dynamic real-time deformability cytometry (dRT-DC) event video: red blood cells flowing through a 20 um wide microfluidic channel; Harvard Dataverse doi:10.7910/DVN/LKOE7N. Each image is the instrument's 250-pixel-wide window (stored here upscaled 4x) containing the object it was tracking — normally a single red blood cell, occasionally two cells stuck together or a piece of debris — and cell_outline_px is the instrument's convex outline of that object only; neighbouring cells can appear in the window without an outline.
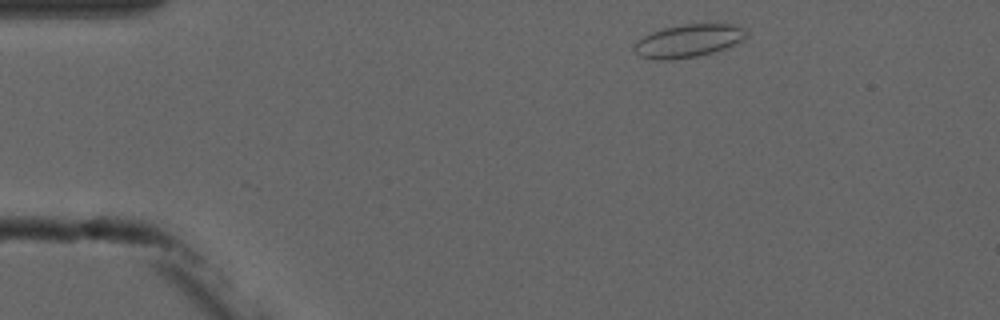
{"species": "common noctule bat (a hibernating species)", "species_latin": "Nyctalus noctula", "temperature_condition": "cold", "stored_images_in_passage": 3, "camera_frame_rate_fps": 3000, "um_per_image_px": 0.085, "animal": {"sex": "male", "forearm_length_mm": 52.5}, "frame": {"image": 1, "passage_image": 1, "time_ms": 0.0, "image_size_px": [1000, 320], "cell_outline_px": [[744, 36], [740, 40], [724, 48], [712, 52], [696, 56], [668, 60], [652, 60], [640, 56], [632, 48], [632, 44], [636, 40], [652, 32], [664, 28], [684, 24], [732, 24], [744, 28]], "centroid_in_image_um": [58.4, 3.47], "position_along_channel_um": 26.6, "area_um2": 21.15}}